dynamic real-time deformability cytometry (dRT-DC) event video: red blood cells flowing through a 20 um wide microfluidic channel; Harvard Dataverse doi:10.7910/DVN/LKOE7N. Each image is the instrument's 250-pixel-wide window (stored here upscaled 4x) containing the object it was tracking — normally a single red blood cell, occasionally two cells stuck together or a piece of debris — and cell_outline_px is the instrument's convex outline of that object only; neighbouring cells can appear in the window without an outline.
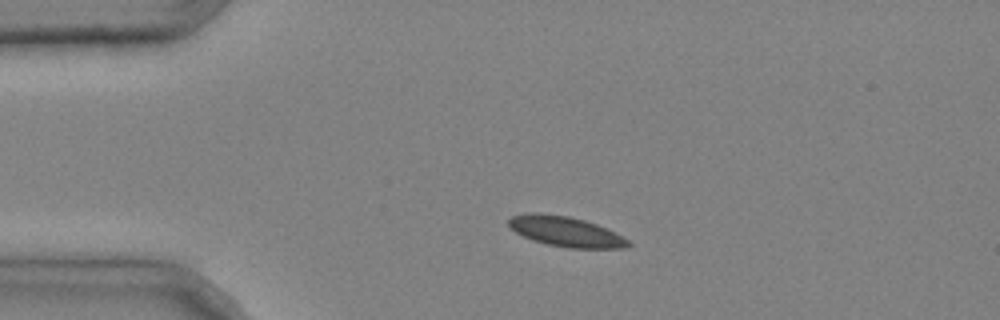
{"species": "common noctule bat (a hibernating species)", "species_latin": "Nyctalus noctula", "temperature_condition": "cold", "stored_images_in_passage": 4, "camera_frame_rate_fps": 3000, "um_per_image_px": 0.085, "animal": {"sex": "male", "body_mass_g": 20.4}, "frame": {"image": 1, "passage_image": 3, "time_ms": 0.667, "image_size_px": [1000, 320], "cell_outline_px": [[632, 244], [624, 248], [568, 248], [548, 244], [532, 240], [508, 228], [508, 220], [512, 216], [528, 212], [540, 212], [568, 216], [584, 220], [596, 224], [628, 240]], "centroid_in_image_um": [48.01, 19.67], "position_along_channel_um": 37.0, "area_um2": 20.87}}